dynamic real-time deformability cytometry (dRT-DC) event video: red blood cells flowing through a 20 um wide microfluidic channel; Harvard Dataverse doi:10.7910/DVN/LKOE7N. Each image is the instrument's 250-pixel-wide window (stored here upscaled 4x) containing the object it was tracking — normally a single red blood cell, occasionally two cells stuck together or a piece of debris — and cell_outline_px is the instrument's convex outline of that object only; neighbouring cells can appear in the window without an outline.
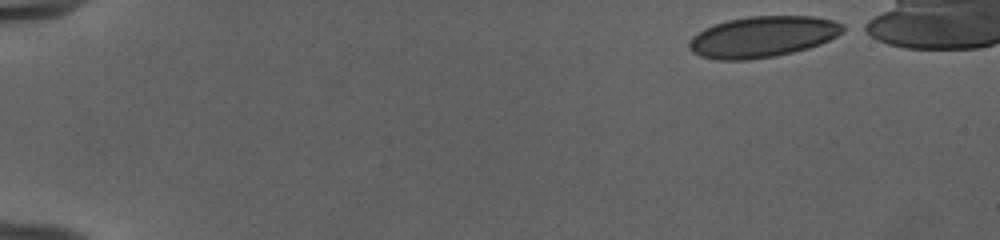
{"species": "human", "species_latin": "Homo sapiens", "temperature_condition": "cold", "stored_images_in_passage": 46, "camera_frame_rate_fps": 3000, "um_per_image_px": 0.085, "donor": {"sex": "female"}, "frame": {"image": 1, "passage_image": 1, "time_ms": 0.0, "image_size_px": [1000, 240], "cell_outline_px": [[852, 28], [820, 44], [808, 48], [776, 56], [748, 60], [720, 60], [700, 56], [692, 52], [688, 48], [688, 40], [692, 36], [704, 28], [728, 20], [748, 16], [812, 16], [832, 20], [844, 24]], "centroid_in_image_um": [64.84, 3.12], "position_along_channel_um": 20.2, "area_um2": 37.11}}
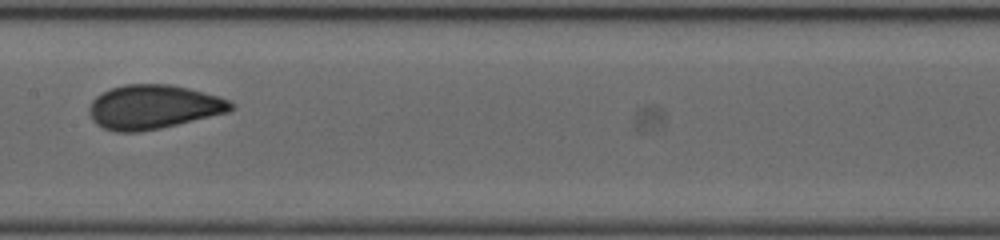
{"frame": {"image": 2, "passage_image": 24, "time_ms": 7.667, "image_size_px": [1000, 240], "cell_outline_px": [[236, 108], [228, 112], [160, 128], [140, 132], [116, 132], [104, 128], [96, 124], [92, 120], [88, 112], [88, 108], [92, 100], [96, 96], [112, 88], [124, 84], [168, 84], [188, 88], [216, 96], [228, 100], [236, 104]], "centroid_in_image_um": [13.01, 9.09], "position_along_channel_um": 194.4, "area_um2": 36.36}}
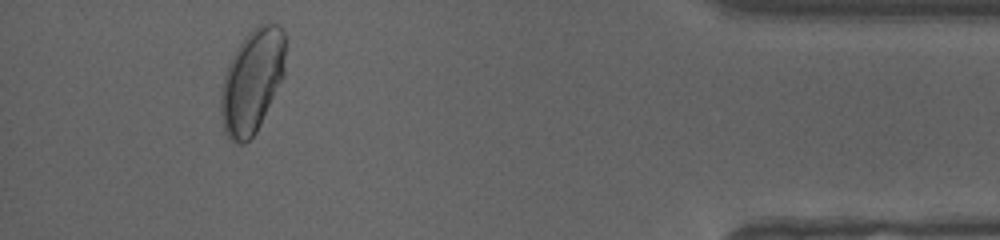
{"frame": {"image": 3, "passage_image": 44, "time_ms": 14.333, "image_size_px": [1000, 240], "cell_outline_px": [[284, 76], [256, 132], [244, 144], [240, 144], [228, 140], [224, 132], [220, 112], [220, 92], [224, 76], [228, 64], [236, 48], [248, 32], [252, 28], [260, 24], [276, 24], [284, 32]], "centroid_in_image_um": [21.4, 6.93], "position_along_channel_um": 413.8, "area_um2": 39.02}}